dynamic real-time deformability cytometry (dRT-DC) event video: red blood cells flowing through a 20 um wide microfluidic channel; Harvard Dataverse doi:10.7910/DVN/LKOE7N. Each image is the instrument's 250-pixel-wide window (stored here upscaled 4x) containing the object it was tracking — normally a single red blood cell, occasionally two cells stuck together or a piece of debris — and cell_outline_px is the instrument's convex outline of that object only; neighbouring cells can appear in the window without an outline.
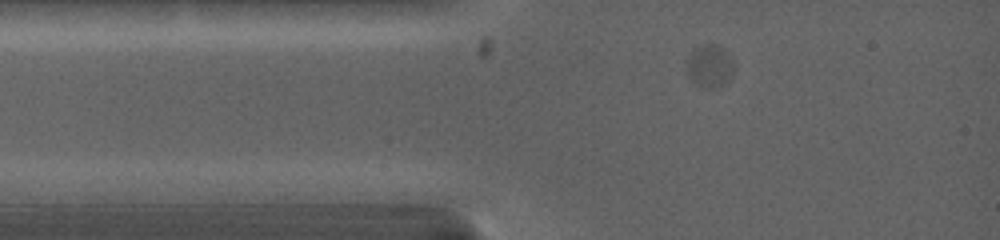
{"species": "common noctule bat (a hibernating species)", "species_latin": "Nyctalus noctula", "temperature_condition": "warm", "stored_images_in_passage": 2, "camera_frame_rate_fps": 5000, "um_per_image_px": 0.085, "animal": {"sex": "female", "body_mass_g": 19.0, "forearm_length_mm": 53.3}, "frame": {"image": 1, "passage_image": 2, "time_ms": 0.4, "image_size_px": [1000, 240], "cell_outline_px": [[732, 76], [728, 80], [716, 88], [704, 88], [692, 84], [688, 76], [688, 56], [696, 48], [704, 44], [716, 44], [732, 60]], "centroid_in_image_um": [60.28, 5.66], "position_along_channel_um": 24.7, "area_um2": 11.44}}